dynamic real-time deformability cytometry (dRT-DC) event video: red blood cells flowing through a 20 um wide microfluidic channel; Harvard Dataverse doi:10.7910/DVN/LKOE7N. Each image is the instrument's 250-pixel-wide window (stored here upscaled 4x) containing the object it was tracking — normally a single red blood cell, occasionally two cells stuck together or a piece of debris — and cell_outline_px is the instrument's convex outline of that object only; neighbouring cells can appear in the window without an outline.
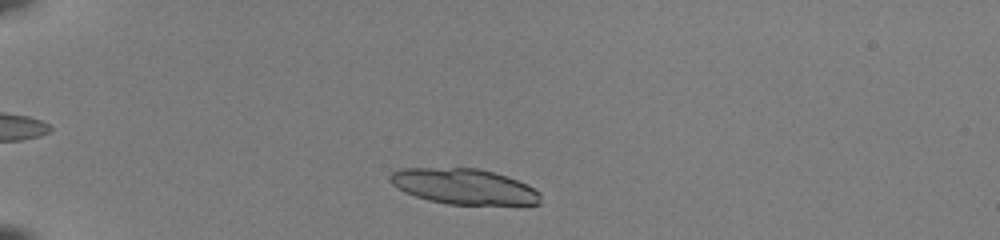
{"species": "common noctule bat (a hibernating species)", "species_latin": "Nyctalus noctula", "temperature_condition": "room temperature", "stored_images_in_passage": 39, "camera_frame_rate_fps": 3000, "um_per_image_px": 0.085, "animal": {"sex": "female", "body_mass_g": 22.0, "forearm_length_mm": 56.7}, "frame": {"image": 1, "passage_image": 3, "time_ms": 0.667, "image_size_px": [1000, 240], "cell_outline_px": [[540, 204], [448, 204], [428, 200], [404, 192], [392, 184], [388, 180], [388, 176], [392, 172], [400, 168], [476, 168], [492, 172], [528, 184], [540, 192]], "centroid_in_image_um": [39.39, 15.84], "position_along_channel_um": 45.6, "area_um2": 30.98}}
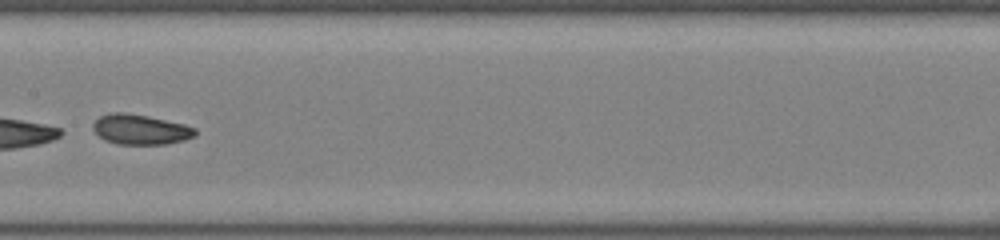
{"frame": {"image": 2, "passage_image": 18, "time_ms": 5.667, "image_size_px": [1000, 240], "cell_outline_px": [[196, 136], [184, 140], [168, 144], [116, 144], [104, 140], [92, 128], [92, 124], [100, 116], [112, 112], [124, 112], [148, 116], [184, 124], [196, 128]], "centroid_in_image_um": [11.94, 11.01], "position_along_channel_um": 195.5, "area_um2": 17.98}}
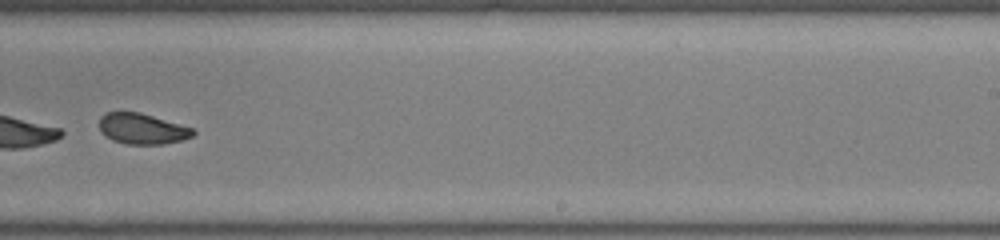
{"frame": {"image": 3, "passage_image": 24, "time_ms": 7.667, "image_size_px": [1000, 240], "cell_outline_px": [[196, 132], [192, 136], [184, 140], [164, 144], [124, 144], [112, 140], [104, 136], [100, 132], [100, 116], [104, 112], [140, 112], [192, 128]], "centroid_in_image_um": [12.05, 10.95], "position_along_channel_um": 276.9, "area_um2": 16.88}, "authors_computed_cell_mechanics": {"area_um2": 18.9584, "velocity_mm_per_s": 4.0842, "shape_relaxation_time_tau1_ms": 8.5401, "shape_relaxation_time_tau2_ms": 1.1265, "deformation_change_tau1": 0.2207, "deformation_change_tau2": 0.0643}}